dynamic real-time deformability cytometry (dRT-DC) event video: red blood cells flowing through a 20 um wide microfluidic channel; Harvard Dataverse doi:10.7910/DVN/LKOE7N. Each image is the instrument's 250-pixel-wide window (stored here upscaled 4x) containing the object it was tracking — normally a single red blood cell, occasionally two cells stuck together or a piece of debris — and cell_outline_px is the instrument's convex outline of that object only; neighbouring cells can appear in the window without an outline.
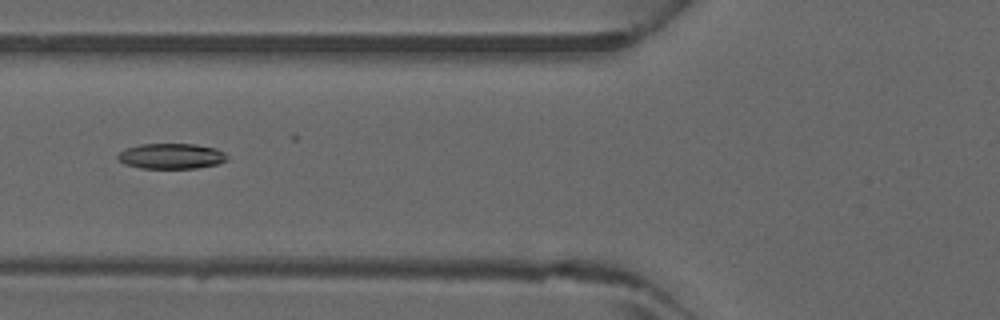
{"species": "common noctule bat (a hibernating species)", "species_latin": "Nyctalus noctula", "temperature_condition": "warm", "stored_images_in_passage": 5, "camera_frame_rate_fps": 3000, "um_per_image_px": 0.085, "animal": {"sex": "male", "forearm_length_mm": 52.5}, "frame": {"image": 1, "passage_image": 5, "time_ms": 1.333, "image_size_px": [1000, 320], "cell_outline_px": [[228, 160], [216, 164], [196, 168], [140, 168], [124, 164], [116, 156], [120, 152], [128, 148], [140, 144], [196, 144], [216, 148], [224, 152], [228, 156]], "centroid_in_image_um": [14.58, 13.27], "position_along_channel_um": 111.2, "area_um2": 16.18}}